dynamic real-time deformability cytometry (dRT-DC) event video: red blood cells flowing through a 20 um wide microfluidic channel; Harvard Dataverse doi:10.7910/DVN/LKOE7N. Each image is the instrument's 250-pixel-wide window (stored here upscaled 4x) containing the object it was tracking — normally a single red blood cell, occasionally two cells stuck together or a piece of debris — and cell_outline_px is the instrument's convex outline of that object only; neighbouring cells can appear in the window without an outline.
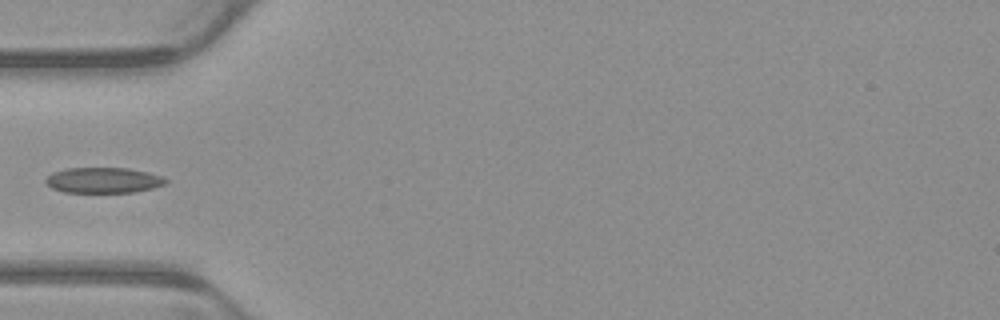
{"species": "common noctule bat (a hibernating species)", "species_latin": "Nyctalus noctula", "temperature_condition": "warm", "stored_images_in_passage": 3, "camera_frame_rate_fps": 3000, "um_per_image_px": 0.085, "animal": {"sex": "male", "body_mass_g": 23.1, "forearm_length_mm": 52.7}, "frame": {"image": 1, "passage_image": 3, "time_ms": 0.667, "image_size_px": [1000, 320], "cell_outline_px": [[168, 180], [164, 184], [152, 188], [136, 192], [64, 192], [52, 188], [44, 180], [52, 172], [68, 168], [128, 168], [148, 172], [160, 176]], "centroid_in_image_um": [8.77, 15.32], "position_along_channel_um": 76.2, "area_um2": 17.74}}